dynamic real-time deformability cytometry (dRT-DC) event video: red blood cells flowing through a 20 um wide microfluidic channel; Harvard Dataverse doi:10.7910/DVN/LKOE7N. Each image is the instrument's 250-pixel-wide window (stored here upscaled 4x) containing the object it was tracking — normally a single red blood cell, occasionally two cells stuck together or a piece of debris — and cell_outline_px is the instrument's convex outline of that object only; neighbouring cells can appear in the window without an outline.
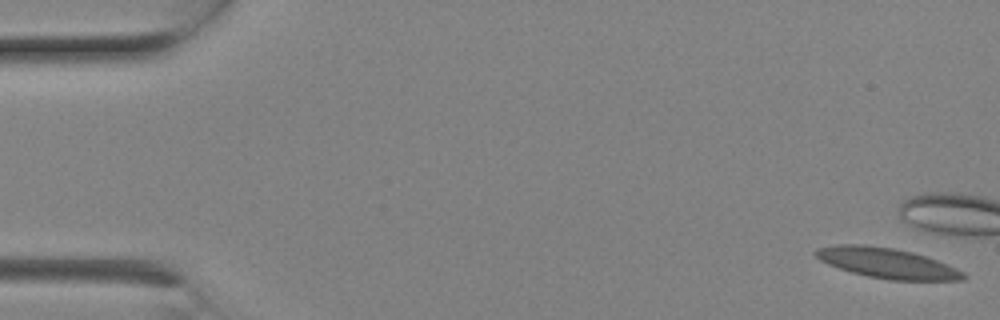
{"species": "Egyptian fruit bat (a non-hibernating species)", "species_latin": "Rousettus aegyptiacus", "temperature_condition": "room temperature", "stored_images_in_passage": 12, "camera_frame_rate_fps": 3000, "um_per_image_px": 0.085, "animal": {"sex": "female"}, "frame": {"image": 1, "passage_image": 1, "time_ms": 0.0, "image_size_px": [1000, 320], "cell_outline_px": [[968, 276], [964, 280], [888, 280], [868, 276], [852, 272], [828, 264], [820, 260], [812, 252], [816, 248], [836, 244], [864, 244], [892, 248], [912, 252], [936, 260], [956, 268], [964, 272]], "centroid_in_image_um": [75.37, 22.36], "position_along_channel_um": 9.6, "area_um2": 25.95}}
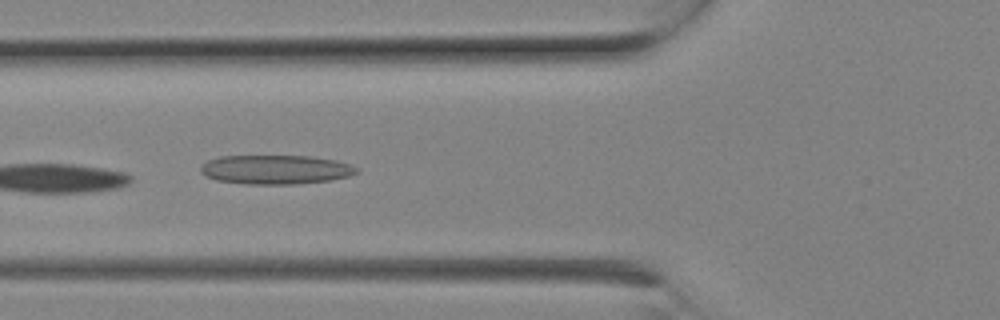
{"frame": {"image": 2, "passage_image": 9, "time_ms": 2.667, "image_size_px": [1000, 320], "cell_outline_px": [[360, 172], [348, 176], [332, 180], [292, 184], [244, 184], [216, 180], [204, 176], [200, 172], [200, 164], [208, 160], [220, 156], [308, 156], [336, 160], [352, 164], [360, 168]], "centroid_in_image_um": [23.43, 14.41], "position_along_channel_um": 102.4, "area_um2": 26.82}}